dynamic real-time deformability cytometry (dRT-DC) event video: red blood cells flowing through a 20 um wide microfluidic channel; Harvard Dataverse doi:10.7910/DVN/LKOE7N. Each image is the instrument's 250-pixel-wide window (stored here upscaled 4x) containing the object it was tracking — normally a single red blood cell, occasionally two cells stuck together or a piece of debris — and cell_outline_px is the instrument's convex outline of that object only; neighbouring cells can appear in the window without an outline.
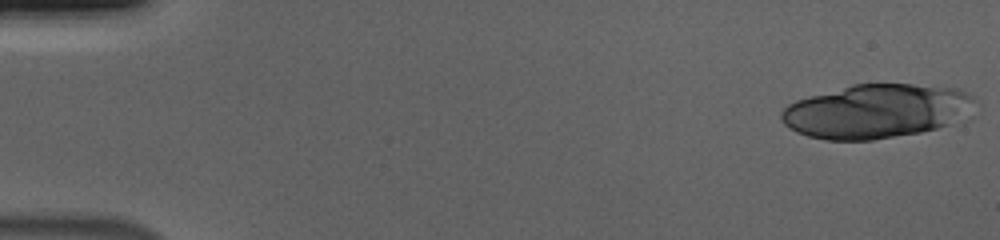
{"species": "human", "species_latin": "Homo sapiens", "temperature_condition": "cold", "stored_images_in_passage": 21, "camera_frame_rate_fps": 3000, "um_per_image_px": 0.085, "donor": {"sex": "male"}, "frame": {"image": 1, "passage_image": 1, "time_ms": 0.0, "image_size_px": [1000, 240], "cell_outline_px": [[972, 100], [944, 124], [936, 128], [920, 132], [872, 140], [828, 140], [808, 136], [796, 132], [784, 124], [780, 116], [780, 112], [788, 104], [796, 100], [808, 96], [852, 84], [912, 84], [956, 88], [972, 96]], "centroid_in_image_um": [74.25, 9.44], "position_along_channel_um": 10.7, "area_um2": 59.13}}